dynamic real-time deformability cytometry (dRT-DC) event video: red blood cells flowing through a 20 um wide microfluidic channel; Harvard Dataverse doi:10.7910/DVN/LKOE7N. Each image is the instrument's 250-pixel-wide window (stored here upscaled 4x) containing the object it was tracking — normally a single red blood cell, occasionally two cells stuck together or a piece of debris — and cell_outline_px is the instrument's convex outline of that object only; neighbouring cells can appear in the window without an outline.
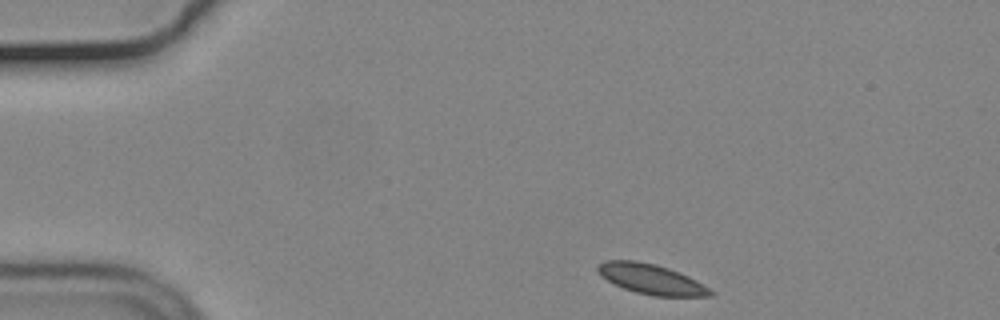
{"species": "common noctule bat (a hibernating species)", "species_latin": "Nyctalus noctula", "temperature_condition": "cold", "stored_images_in_passage": 47, "camera_frame_rate_fps": 3000, "um_per_image_px": 0.085, "animal": {"sex": "male", "body_mass_g": 19.2, "forearm_length_mm": 51.8}, "frame": {"image": 1, "passage_image": 1, "time_ms": 0.0, "image_size_px": [1000, 320], "cell_outline_px": [[716, 292], [712, 296], [652, 296], [636, 292], [624, 288], [600, 276], [596, 268], [596, 264], [604, 260], [636, 260], [656, 264], [668, 268], [688, 276], [696, 280]], "centroid_in_image_um": [55.34, 23.72], "position_along_channel_um": 29.7, "area_um2": 19.83}}
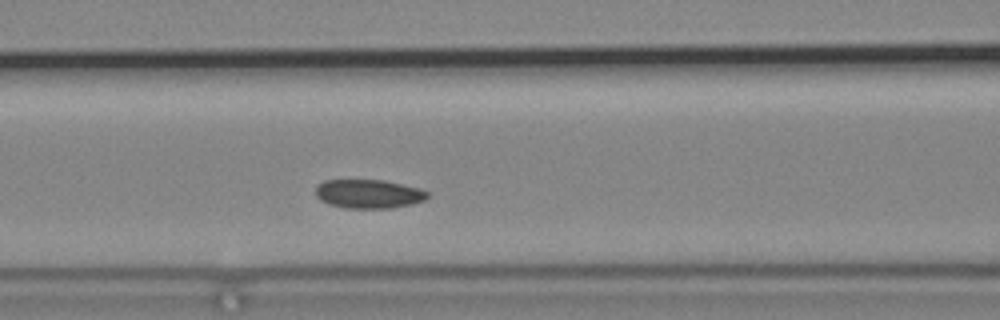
{"frame": {"image": 2, "passage_image": 15, "time_ms": 4.667, "image_size_px": [1000, 320], "cell_outline_px": [[428, 196], [424, 200], [412, 204], [388, 208], [348, 208], [328, 204], [320, 200], [316, 196], [316, 184], [324, 180], [384, 180], [420, 188], [428, 192]], "centroid_in_image_um": [31.31, 16.47], "position_along_channel_um": 135.3, "area_um2": 18.84}}
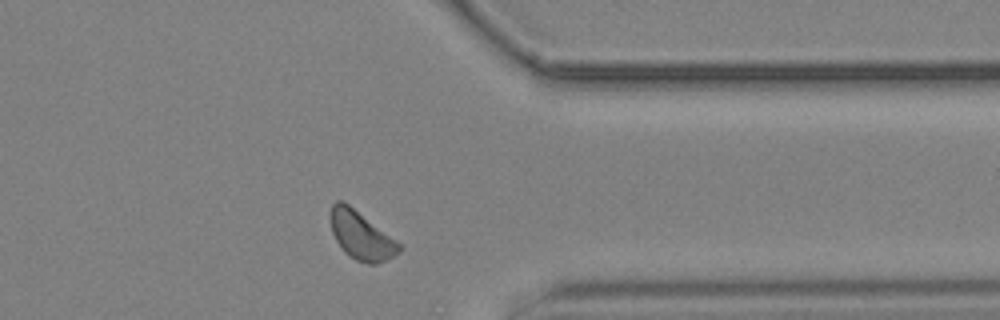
{"frame": {"image": 3, "passage_image": 36, "time_ms": 11.667, "image_size_px": [1000, 320], "cell_outline_px": [[400, 252], [376, 264], [368, 264], [356, 260], [348, 256], [340, 248], [332, 232], [328, 216], [332, 204], [336, 200], [344, 200], [396, 240], [400, 244]], "centroid_in_image_um": [30.63, 19.98], "position_along_channel_um": 380.8, "area_um2": 19.42}}